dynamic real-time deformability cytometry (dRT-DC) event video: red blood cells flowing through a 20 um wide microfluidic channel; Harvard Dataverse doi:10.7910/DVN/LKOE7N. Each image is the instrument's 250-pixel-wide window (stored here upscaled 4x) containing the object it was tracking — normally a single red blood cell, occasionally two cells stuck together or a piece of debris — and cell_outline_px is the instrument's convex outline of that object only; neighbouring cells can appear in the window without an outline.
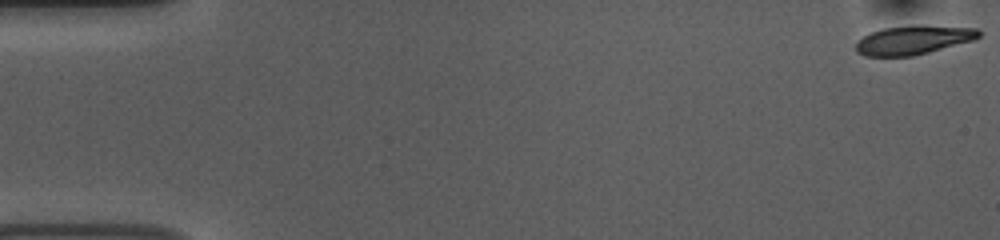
{"species": "common noctule bat (a hibernating species)", "species_latin": "Nyctalus noctula", "temperature_condition": "room temperature", "stored_images_in_passage": 54, "camera_frame_rate_fps": 3000, "um_per_image_px": 0.085, "animal": {"sex": "female", "body_mass_g": 10.0, "forearm_length_mm": 53.1}, "frame": {"image": 1, "passage_image": 1, "time_ms": 0.0, "image_size_px": [1000, 240], "cell_outline_px": [[980, 36], [972, 40], [928, 52], [912, 56], [864, 56], [856, 52], [856, 44], [864, 36], [872, 32], [884, 28], [912, 24], [920, 24], [976, 28], [980, 32]], "centroid_in_image_um": [77.63, 3.38], "position_along_channel_um": 7.4, "area_um2": 20.69}}
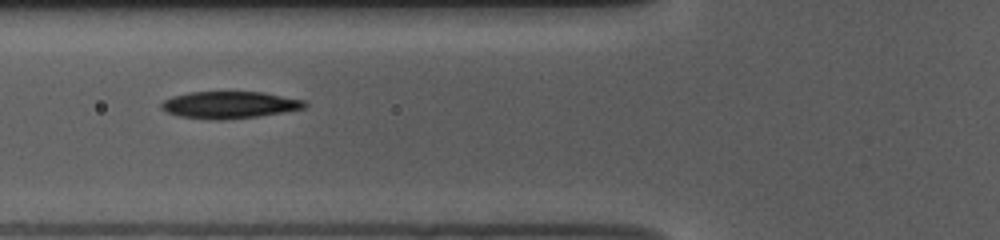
{"frame": {"image": 2, "passage_image": 20, "time_ms": 6.333, "image_size_px": [1000, 240], "cell_outline_px": [[308, 108], [256, 116], [220, 120], [216, 120], [180, 116], [168, 112], [160, 108], [160, 104], [164, 100], [172, 96], [188, 92], [264, 92], [304, 100], [308, 104]], "centroid_in_image_um": [19.52, 8.9], "position_along_channel_um": 106.3, "area_um2": 22.48}}
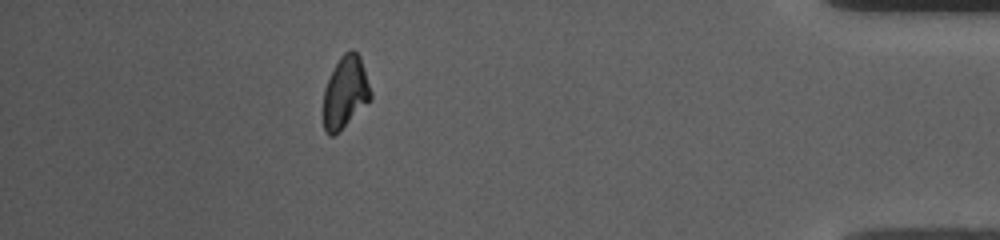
{"frame": {"image": 3, "passage_image": 48, "time_ms": 15.667, "image_size_px": [1000, 240], "cell_outline_px": [[372, 100], [340, 132], [332, 136], [328, 136], [324, 132], [324, 88], [340, 56], [348, 48], [352, 48], [360, 56], [372, 92]], "centroid_in_image_um": [29.37, 7.88], "position_along_channel_um": 405.8, "area_um2": 20.23}, "authors_computed_cell_mechanics": {"area_um2": 21.8195, "velocity_mm_per_s": 3.7285, "shape_relaxation_time_tau1_ms": 4.5346, "shape_relaxation_time_tau2_ms": 6.7074, "deformation_change_tau1": 0.1516, "deformation_change_tau2": 0.1127}}